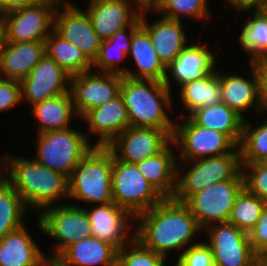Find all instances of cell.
<instances>
[{
	"instance_id": "43",
	"label": "cell",
	"mask_w": 267,
	"mask_h": 266,
	"mask_svg": "<svg viewBox=\"0 0 267 266\" xmlns=\"http://www.w3.org/2000/svg\"><path fill=\"white\" fill-rule=\"evenodd\" d=\"M224 2L228 3L230 7L235 9L234 11H237L236 13L239 14L244 10L246 11L247 9L254 11L256 10H264L267 4V0H224Z\"/></svg>"
},
{
	"instance_id": "18",
	"label": "cell",
	"mask_w": 267,
	"mask_h": 266,
	"mask_svg": "<svg viewBox=\"0 0 267 266\" xmlns=\"http://www.w3.org/2000/svg\"><path fill=\"white\" fill-rule=\"evenodd\" d=\"M89 126L88 133L98 134L94 147H107L120 133L130 127L124 100L119 93L108 103L85 112L81 117Z\"/></svg>"
},
{
	"instance_id": "8",
	"label": "cell",
	"mask_w": 267,
	"mask_h": 266,
	"mask_svg": "<svg viewBox=\"0 0 267 266\" xmlns=\"http://www.w3.org/2000/svg\"><path fill=\"white\" fill-rule=\"evenodd\" d=\"M244 189L240 171L233 179L218 181L192 194L184 203L195 216L200 228L228 222L239 193Z\"/></svg>"
},
{
	"instance_id": "35",
	"label": "cell",
	"mask_w": 267,
	"mask_h": 266,
	"mask_svg": "<svg viewBox=\"0 0 267 266\" xmlns=\"http://www.w3.org/2000/svg\"><path fill=\"white\" fill-rule=\"evenodd\" d=\"M265 204L264 200L244 188L236 198L228 222L249 234L260 218Z\"/></svg>"
},
{
	"instance_id": "15",
	"label": "cell",
	"mask_w": 267,
	"mask_h": 266,
	"mask_svg": "<svg viewBox=\"0 0 267 266\" xmlns=\"http://www.w3.org/2000/svg\"><path fill=\"white\" fill-rule=\"evenodd\" d=\"M172 137L165 131L151 127H128L107 148L123 162L136 164L161 152Z\"/></svg>"
},
{
	"instance_id": "44",
	"label": "cell",
	"mask_w": 267,
	"mask_h": 266,
	"mask_svg": "<svg viewBox=\"0 0 267 266\" xmlns=\"http://www.w3.org/2000/svg\"><path fill=\"white\" fill-rule=\"evenodd\" d=\"M259 80V100L261 112L267 111V70L255 69Z\"/></svg>"
},
{
	"instance_id": "48",
	"label": "cell",
	"mask_w": 267,
	"mask_h": 266,
	"mask_svg": "<svg viewBox=\"0 0 267 266\" xmlns=\"http://www.w3.org/2000/svg\"><path fill=\"white\" fill-rule=\"evenodd\" d=\"M44 266H67L61 262L57 257L47 256L45 259Z\"/></svg>"
},
{
	"instance_id": "37",
	"label": "cell",
	"mask_w": 267,
	"mask_h": 266,
	"mask_svg": "<svg viewBox=\"0 0 267 266\" xmlns=\"http://www.w3.org/2000/svg\"><path fill=\"white\" fill-rule=\"evenodd\" d=\"M208 0H162L153 12L166 18L182 21V17L206 20L210 16Z\"/></svg>"
},
{
	"instance_id": "3",
	"label": "cell",
	"mask_w": 267,
	"mask_h": 266,
	"mask_svg": "<svg viewBox=\"0 0 267 266\" xmlns=\"http://www.w3.org/2000/svg\"><path fill=\"white\" fill-rule=\"evenodd\" d=\"M171 91L160 81L122 76L120 94L130 127L157 128L165 130L172 137L175 123L168 116V110L173 105Z\"/></svg>"
},
{
	"instance_id": "50",
	"label": "cell",
	"mask_w": 267,
	"mask_h": 266,
	"mask_svg": "<svg viewBox=\"0 0 267 266\" xmlns=\"http://www.w3.org/2000/svg\"><path fill=\"white\" fill-rule=\"evenodd\" d=\"M252 266H267V257H257Z\"/></svg>"
},
{
	"instance_id": "36",
	"label": "cell",
	"mask_w": 267,
	"mask_h": 266,
	"mask_svg": "<svg viewBox=\"0 0 267 266\" xmlns=\"http://www.w3.org/2000/svg\"><path fill=\"white\" fill-rule=\"evenodd\" d=\"M239 149L241 163L264 162L267 159V120L255 128L244 121Z\"/></svg>"
},
{
	"instance_id": "2",
	"label": "cell",
	"mask_w": 267,
	"mask_h": 266,
	"mask_svg": "<svg viewBox=\"0 0 267 266\" xmlns=\"http://www.w3.org/2000/svg\"><path fill=\"white\" fill-rule=\"evenodd\" d=\"M0 174L20 195L27 208L43 211L58 205L56 201L60 202L59 199L68 198V177L33 158L7 154L0 158Z\"/></svg>"
},
{
	"instance_id": "20",
	"label": "cell",
	"mask_w": 267,
	"mask_h": 266,
	"mask_svg": "<svg viewBox=\"0 0 267 266\" xmlns=\"http://www.w3.org/2000/svg\"><path fill=\"white\" fill-rule=\"evenodd\" d=\"M188 44L178 57L166 67V76L163 83L171 90L173 78L176 83L182 85L210 73L216 64L214 53L207 48V44ZM171 76V77H170Z\"/></svg>"
},
{
	"instance_id": "22",
	"label": "cell",
	"mask_w": 267,
	"mask_h": 266,
	"mask_svg": "<svg viewBox=\"0 0 267 266\" xmlns=\"http://www.w3.org/2000/svg\"><path fill=\"white\" fill-rule=\"evenodd\" d=\"M251 80L237 74H219L220 101L245 118V111L255 108L261 113L259 80L255 67L250 63Z\"/></svg>"
},
{
	"instance_id": "11",
	"label": "cell",
	"mask_w": 267,
	"mask_h": 266,
	"mask_svg": "<svg viewBox=\"0 0 267 266\" xmlns=\"http://www.w3.org/2000/svg\"><path fill=\"white\" fill-rule=\"evenodd\" d=\"M59 3L60 0H42L0 15L6 42L45 41L54 29V14Z\"/></svg>"
},
{
	"instance_id": "39",
	"label": "cell",
	"mask_w": 267,
	"mask_h": 266,
	"mask_svg": "<svg viewBox=\"0 0 267 266\" xmlns=\"http://www.w3.org/2000/svg\"><path fill=\"white\" fill-rule=\"evenodd\" d=\"M244 188L267 202V163H241Z\"/></svg>"
},
{
	"instance_id": "21",
	"label": "cell",
	"mask_w": 267,
	"mask_h": 266,
	"mask_svg": "<svg viewBox=\"0 0 267 266\" xmlns=\"http://www.w3.org/2000/svg\"><path fill=\"white\" fill-rule=\"evenodd\" d=\"M146 12L148 11L140 13V25L149 33L155 51L167 67L188 45L186 31L183 29L182 21L164 16L149 24Z\"/></svg>"
},
{
	"instance_id": "4",
	"label": "cell",
	"mask_w": 267,
	"mask_h": 266,
	"mask_svg": "<svg viewBox=\"0 0 267 266\" xmlns=\"http://www.w3.org/2000/svg\"><path fill=\"white\" fill-rule=\"evenodd\" d=\"M114 155L107 147H93L68 178V198L91 204L113 202L111 173Z\"/></svg>"
},
{
	"instance_id": "5",
	"label": "cell",
	"mask_w": 267,
	"mask_h": 266,
	"mask_svg": "<svg viewBox=\"0 0 267 266\" xmlns=\"http://www.w3.org/2000/svg\"><path fill=\"white\" fill-rule=\"evenodd\" d=\"M88 136V133L72 127L40 133L37 137L35 160L69 178L80 160L94 147Z\"/></svg>"
},
{
	"instance_id": "19",
	"label": "cell",
	"mask_w": 267,
	"mask_h": 266,
	"mask_svg": "<svg viewBox=\"0 0 267 266\" xmlns=\"http://www.w3.org/2000/svg\"><path fill=\"white\" fill-rule=\"evenodd\" d=\"M86 12L102 40L129 27L141 13L134 9L131 0H90Z\"/></svg>"
},
{
	"instance_id": "25",
	"label": "cell",
	"mask_w": 267,
	"mask_h": 266,
	"mask_svg": "<svg viewBox=\"0 0 267 266\" xmlns=\"http://www.w3.org/2000/svg\"><path fill=\"white\" fill-rule=\"evenodd\" d=\"M171 141L161 152L136 163L144 178L164 197L173 198L177 186V160Z\"/></svg>"
},
{
	"instance_id": "1",
	"label": "cell",
	"mask_w": 267,
	"mask_h": 266,
	"mask_svg": "<svg viewBox=\"0 0 267 266\" xmlns=\"http://www.w3.org/2000/svg\"><path fill=\"white\" fill-rule=\"evenodd\" d=\"M134 221L139 223L134 238L165 258L174 250H182L181 256L202 230L188 206L174 198H164L155 207L137 215Z\"/></svg>"
},
{
	"instance_id": "6",
	"label": "cell",
	"mask_w": 267,
	"mask_h": 266,
	"mask_svg": "<svg viewBox=\"0 0 267 266\" xmlns=\"http://www.w3.org/2000/svg\"><path fill=\"white\" fill-rule=\"evenodd\" d=\"M111 185L113 202L127 210L134 218L164 199L144 178L136 164L123 162L115 156Z\"/></svg>"
},
{
	"instance_id": "14",
	"label": "cell",
	"mask_w": 267,
	"mask_h": 266,
	"mask_svg": "<svg viewBox=\"0 0 267 266\" xmlns=\"http://www.w3.org/2000/svg\"><path fill=\"white\" fill-rule=\"evenodd\" d=\"M215 266H252L258 257L252 250L249 236L230 222L206 228Z\"/></svg>"
},
{
	"instance_id": "45",
	"label": "cell",
	"mask_w": 267,
	"mask_h": 266,
	"mask_svg": "<svg viewBox=\"0 0 267 266\" xmlns=\"http://www.w3.org/2000/svg\"><path fill=\"white\" fill-rule=\"evenodd\" d=\"M42 0H0V15L20 7L41 2Z\"/></svg>"
},
{
	"instance_id": "23",
	"label": "cell",
	"mask_w": 267,
	"mask_h": 266,
	"mask_svg": "<svg viewBox=\"0 0 267 266\" xmlns=\"http://www.w3.org/2000/svg\"><path fill=\"white\" fill-rule=\"evenodd\" d=\"M45 54V41L5 42L0 56V79L21 82Z\"/></svg>"
},
{
	"instance_id": "10",
	"label": "cell",
	"mask_w": 267,
	"mask_h": 266,
	"mask_svg": "<svg viewBox=\"0 0 267 266\" xmlns=\"http://www.w3.org/2000/svg\"><path fill=\"white\" fill-rule=\"evenodd\" d=\"M61 204L44 209L37 220L39 230L56 240L55 253L49 254L51 257H57L72 243L91 236L92 231L90 219L83 207L71 203Z\"/></svg>"
},
{
	"instance_id": "28",
	"label": "cell",
	"mask_w": 267,
	"mask_h": 266,
	"mask_svg": "<svg viewBox=\"0 0 267 266\" xmlns=\"http://www.w3.org/2000/svg\"><path fill=\"white\" fill-rule=\"evenodd\" d=\"M188 116L197 125L226 134L237 146L240 145L245 119L224 103L199 107Z\"/></svg>"
},
{
	"instance_id": "29",
	"label": "cell",
	"mask_w": 267,
	"mask_h": 266,
	"mask_svg": "<svg viewBox=\"0 0 267 266\" xmlns=\"http://www.w3.org/2000/svg\"><path fill=\"white\" fill-rule=\"evenodd\" d=\"M140 26V16L129 26L117 31L109 39L102 40L97 58L93 61V70L97 72L116 73L124 76L128 68L118 64L128 57L132 35Z\"/></svg>"
},
{
	"instance_id": "24",
	"label": "cell",
	"mask_w": 267,
	"mask_h": 266,
	"mask_svg": "<svg viewBox=\"0 0 267 266\" xmlns=\"http://www.w3.org/2000/svg\"><path fill=\"white\" fill-rule=\"evenodd\" d=\"M22 225L0 240V266H44L45 255Z\"/></svg>"
},
{
	"instance_id": "9",
	"label": "cell",
	"mask_w": 267,
	"mask_h": 266,
	"mask_svg": "<svg viewBox=\"0 0 267 266\" xmlns=\"http://www.w3.org/2000/svg\"><path fill=\"white\" fill-rule=\"evenodd\" d=\"M188 170L177 167V186L173 198L185 202L192 194L218 181L233 179L241 171L240 154H224L186 161ZM189 162V163H188Z\"/></svg>"
},
{
	"instance_id": "34",
	"label": "cell",
	"mask_w": 267,
	"mask_h": 266,
	"mask_svg": "<svg viewBox=\"0 0 267 266\" xmlns=\"http://www.w3.org/2000/svg\"><path fill=\"white\" fill-rule=\"evenodd\" d=\"M247 20L242 25V31L239 36V43L249 56V64L265 49L267 46V13L264 10L252 12V19Z\"/></svg>"
},
{
	"instance_id": "51",
	"label": "cell",
	"mask_w": 267,
	"mask_h": 266,
	"mask_svg": "<svg viewBox=\"0 0 267 266\" xmlns=\"http://www.w3.org/2000/svg\"><path fill=\"white\" fill-rule=\"evenodd\" d=\"M264 11L267 13V4H266V7H265Z\"/></svg>"
},
{
	"instance_id": "33",
	"label": "cell",
	"mask_w": 267,
	"mask_h": 266,
	"mask_svg": "<svg viewBox=\"0 0 267 266\" xmlns=\"http://www.w3.org/2000/svg\"><path fill=\"white\" fill-rule=\"evenodd\" d=\"M27 210L20 195L0 174V240L24 225Z\"/></svg>"
},
{
	"instance_id": "38",
	"label": "cell",
	"mask_w": 267,
	"mask_h": 266,
	"mask_svg": "<svg viewBox=\"0 0 267 266\" xmlns=\"http://www.w3.org/2000/svg\"><path fill=\"white\" fill-rule=\"evenodd\" d=\"M166 258L144 247L133 238L118 250L117 266H165Z\"/></svg>"
},
{
	"instance_id": "27",
	"label": "cell",
	"mask_w": 267,
	"mask_h": 266,
	"mask_svg": "<svg viewBox=\"0 0 267 266\" xmlns=\"http://www.w3.org/2000/svg\"><path fill=\"white\" fill-rule=\"evenodd\" d=\"M117 253L112 244L88 236L66 247L57 258L67 266H117Z\"/></svg>"
},
{
	"instance_id": "32",
	"label": "cell",
	"mask_w": 267,
	"mask_h": 266,
	"mask_svg": "<svg viewBox=\"0 0 267 266\" xmlns=\"http://www.w3.org/2000/svg\"><path fill=\"white\" fill-rule=\"evenodd\" d=\"M216 68L202 78L180 85V99L189 115L202 106L220 103V78Z\"/></svg>"
},
{
	"instance_id": "42",
	"label": "cell",
	"mask_w": 267,
	"mask_h": 266,
	"mask_svg": "<svg viewBox=\"0 0 267 266\" xmlns=\"http://www.w3.org/2000/svg\"><path fill=\"white\" fill-rule=\"evenodd\" d=\"M22 102L21 83L16 80L0 79V111L12 109Z\"/></svg>"
},
{
	"instance_id": "49",
	"label": "cell",
	"mask_w": 267,
	"mask_h": 266,
	"mask_svg": "<svg viewBox=\"0 0 267 266\" xmlns=\"http://www.w3.org/2000/svg\"><path fill=\"white\" fill-rule=\"evenodd\" d=\"M6 38H5V29L2 19L0 18V56L5 45Z\"/></svg>"
},
{
	"instance_id": "41",
	"label": "cell",
	"mask_w": 267,
	"mask_h": 266,
	"mask_svg": "<svg viewBox=\"0 0 267 266\" xmlns=\"http://www.w3.org/2000/svg\"><path fill=\"white\" fill-rule=\"evenodd\" d=\"M248 236L253 252L258 257H267V202Z\"/></svg>"
},
{
	"instance_id": "47",
	"label": "cell",
	"mask_w": 267,
	"mask_h": 266,
	"mask_svg": "<svg viewBox=\"0 0 267 266\" xmlns=\"http://www.w3.org/2000/svg\"><path fill=\"white\" fill-rule=\"evenodd\" d=\"M251 64L255 67V69L267 70V46Z\"/></svg>"
},
{
	"instance_id": "31",
	"label": "cell",
	"mask_w": 267,
	"mask_h": 266,
	"mask_svg": "<svg viewBox=\"0 0 267 266\" xmlns=\"http://www.w3.org/2000/svg\"><path fill=\"white\" fill-rule=\"evenodd\" d=\"M45 53L70 76L93 69V62L86 54L62 37L55 29L45 39Z\"/></svg>"
},
{
	"instance_id": "16",
	"label": "cell",
	"mask_w": 267,
	"mask_h": 266,
	"mask_svg": "<svg viewBox=\"0 0 267 266\" xmlns=\"http://www.w3.org/2000/svg\"><path fill=\"white\" fill-rule=\"evenodd\" d=\"M70 75L45 54L21 83V95L28 104L63 95L70 91Z\"/></svg>"
},
{
	"instance_id": "40",
	"label": "cell",
	"mask_w": 267,
	"mask_h": 266,
	"mask_svg": "<svg viewBox=\"0 0 267 266\" xmlns=\"http://www.w3.org/2000/svg\"><path fill=\"white\" fill-rule=\"evenodd\" d=\"M175 266H215L210 246L205 242H194L181 256Z\"/></svg>"
},
{
	"instance_id": "26",
	"label": "cell",
	"mask_w": 267,
	"mask_h": 266,
	"mask_svg": "<svg viewBox=\"0 0 267 266\" xmlns=\"http://www.w3.org/2000/svg\"><path fill=\"white\" fill-rule=\"evenodd\" d=\"M130 55L136 64L137 72L128 69L124 76L131 79L164 81L166 66L155 51L149 33L141 25L132 35L128 57Z\"/></svg>"
},
{
	"instance_id": "13",
	"label": "cell",
	"mask_w": 267,
	"mask_h": 266,
	"mask_svg": "<svg viewBox=\"0 0 267 266\" xmlns=\"http://www.w3.org/2000/svg\"><path fill=\"white\" fill-rule=\"evenodd\" d=\"M54 29L84 52L92 62L97 58L102 39L93 29L86 11L69 0H60L54 14Z\"/></svg>"
},
{
	"instance_id": "46",
	"label": "cell",
	"mask_w": 267,
	"mask_h": 266,
	"mask_svg": "<svg viewBox=\"0 0 267 266\" xmlns=\"http://www.w3.org/2000/svg\"><path fill=\"white\" fill-rule=\"evenodd\" d=\"M162 0H131V2H135L138 10L142 11H151L155 10L157 6L161 3Z\"/></svg>"
},
{
	"instance_id": "12",
	"label": "cell",
	"mask_w": 267,
	"mask_h": 266,
	"mask_svg": "<svg viewBox=\"0 0 267 266\" xmlns=\"http://www.w3.org/2000/svg\"><path fill=\"white\" fill-rule=\"evenodd\" d=\"M122 75L93 70L70 77V92L77 117L108 103L120 93Z\"/></svg>"
},
{
	"instance_id": "17",
	"label": "cell",
	"mask_w": 267,
	"mask_h": 266,
	"mask_svg": "<svg viewBox=\"0 0 267 266\" xmlns=\"http://www.w3.org/2000/svg\"><path fill=\"white\" fill-rule=\"evenodd\" d=\"M95 206L91 210L84 208L92 226L91 236L112 244L117 250L134 238L129 223L132 220L133 226L135 218L127 210L114 202Z\"/></svg>"
},
{
	"instance_id": "7",
	"label": "cell",
	"mask_w": 267,
	"mask_h": 266,
	"mask_svg": "<svg viewBox=\"0 0 267 266\" xmlns=\"http://www.w3.org/2000/svg\"><path fill=\"white\" fill-rule=\"evenodd\" d=\"M187 117V118H186ZM174 125L172 141L180 149L178 159L194 161L224 154H240L237 146L226 134L197 125L188 115Z\"/></svg>"
},
{
	"instance_id": "30",
	"label": "cell",
	"mask_w": 267,
	"mask_h": 266,
	"mask_svg": "<svg viewBox=\"0 0 267 266\" xmlns=\"http://www.w3.org/2000/svg\"><path fill=\"white\" fill-rule=\"evenodd\" d=\"M32 107L31 112L38 120V134L67 129L71 126L70 121L73 120L71 118L76 116L70 91L43 100Z\"/></svg>"
}]
</instances>
